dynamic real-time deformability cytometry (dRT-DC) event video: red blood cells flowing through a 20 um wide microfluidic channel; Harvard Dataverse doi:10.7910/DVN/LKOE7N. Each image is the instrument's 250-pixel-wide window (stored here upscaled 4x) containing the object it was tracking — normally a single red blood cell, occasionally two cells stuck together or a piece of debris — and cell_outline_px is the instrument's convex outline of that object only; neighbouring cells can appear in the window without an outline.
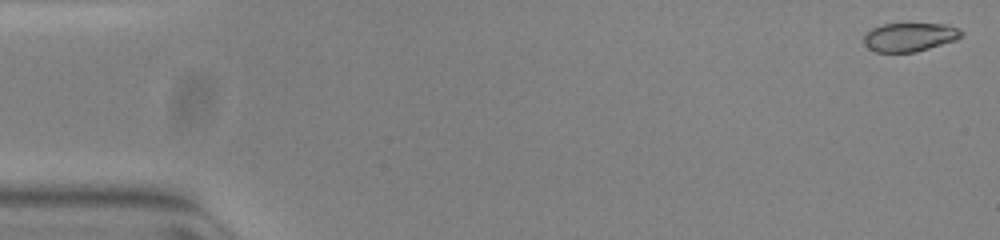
{"species": "common noctule bat (a hibernating species)", "species_latin": "Nyctalus noctula", "temperature_condition": "warm", "stored_images_in_passage": 53, "camera_frame_rate_fps": 3000, "um_per_image_px": 0.085, "animal": {"sex": "female", "body_mass_g": 23.0, "forearm_length_mm": 53.4}, "frame": {"image": 1, "passage_image": 1, "time_ms": 0.0, "image_size_px": [1000, 240], "cell_outline_px": [[964, 36], [956, 40], [916, 52], [876, 52], [868, 48], [864, 44], [864, 36], [872, 28], [884, 24], [948, 24], [964, 32]], "centroid_in_image_um": [77.34, 3.15], "position_along_channel_um": 7.7, "area_um2": 16.3}}
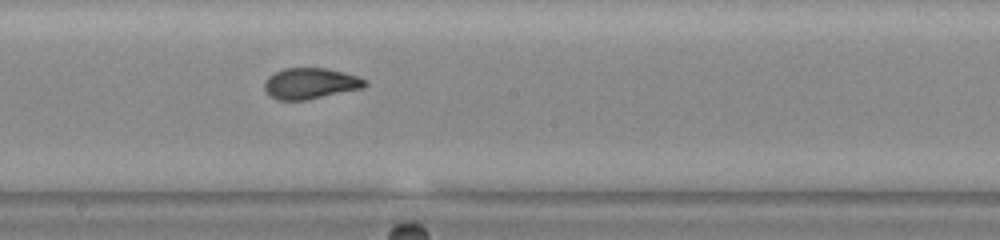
{"frame": {"image": 2, "passage_image": 29, "time_ms": 9.333, "image_size_px": [1000, 240], "cell_outline_px": [[368, 84], [364, 88], [304, 100], [276, 100], [268, 96], [264, 88], [264, 84], [268, 76], [284, 68], [328, 68], [356, 76], [364, 80]], "centroid_in_image_um": [26.34, 7.1], "position_along_channel_um": 221.9, "area_um2": 18.09}}
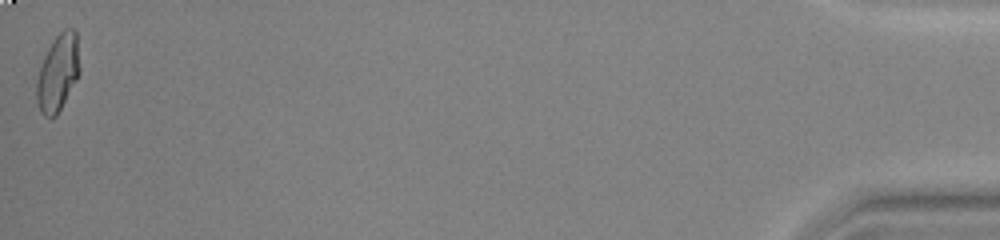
{"frame": {"image": 3, "passage_image": 53, "time_ms": 17.333, "image_size_px": [1000, 240], "cell_outline_px": [[80, 72], [76, 80], [56, 116], [44, 116], [40, 112], [36, 100], [36, 80], [44, 56], [48, 48], [56, 36], [64, 28], [72, 28], [76, 32], [80, 68]], "centroid_in_image_um": [4.91, 6.18], "position_along_channel_um": 430.3, "area_um2": 19.13}}